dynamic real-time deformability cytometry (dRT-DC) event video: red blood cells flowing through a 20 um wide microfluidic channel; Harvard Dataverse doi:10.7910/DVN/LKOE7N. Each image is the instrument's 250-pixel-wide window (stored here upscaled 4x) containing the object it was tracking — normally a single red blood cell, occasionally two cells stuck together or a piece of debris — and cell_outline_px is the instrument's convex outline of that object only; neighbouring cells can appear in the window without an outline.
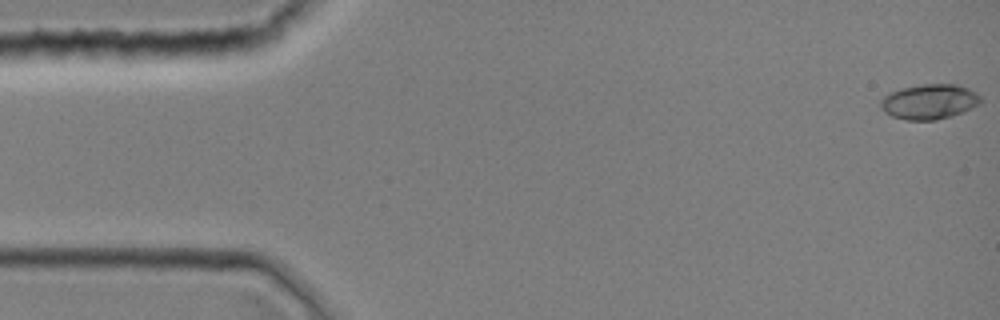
{"species": "common noctule bat (a hibernating species)", "species_latin": "Nyctalus noctula", "temperature_condition": "room temperature", "stored_images_in_passage": 6, "camera_frame_rate_fps": 3000, "um_per_image_px": 0.085, "animal": {"sex": "female", "body_mass_g": 19.0, "forearm_length_mm": 51.5}, "frame": {"image": 1, "passage_image": 1, "time_ms": 0.0, "image_size_px": [1000, 320], "cell_outline_px": [[980, 104], [964, 112], [936, 120], [908, 120], [892, 116], [884, 112], [880, 108], [880, 100], [888, 92], [900, 88], [924, 84], [956, 84], [968, 88], [976, 92], [980, 96]], "centroid_in_image_um": [78.97, 8.64], "position_along_channel_um": 6.0, "area_um2": 20.58}}